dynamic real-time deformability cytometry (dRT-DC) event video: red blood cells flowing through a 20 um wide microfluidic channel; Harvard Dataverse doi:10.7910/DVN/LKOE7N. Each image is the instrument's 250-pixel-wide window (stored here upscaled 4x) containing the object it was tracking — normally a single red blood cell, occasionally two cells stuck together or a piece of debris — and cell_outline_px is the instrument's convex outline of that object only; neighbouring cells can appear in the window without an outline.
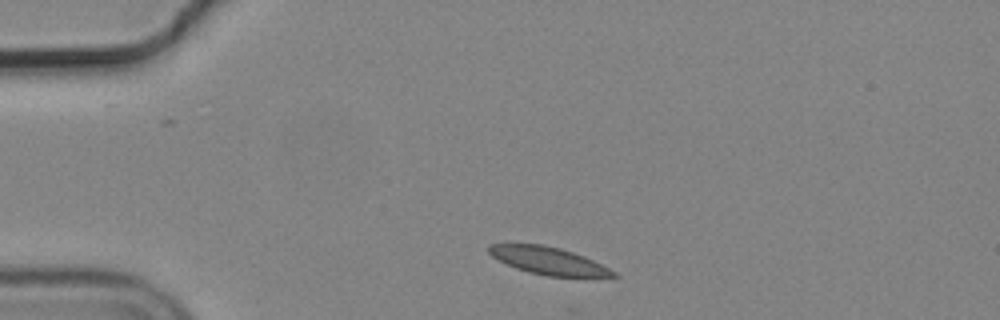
{"species": "common noctule bat (a hibernating species)", "species_latin": "Nyctalus noctula", "temperature_condition": "cold", "stored_images_in_passage": 37, "camera_frame_rate_fps": 3000, "um_per_image_px": 0.085, "animal": {"sex": "male", "body_mass_g": 19.2, "forearm_length_mm": 51.8}, "frame": {"image": 1, "passage_image": 1, "time_ms": 0.0, "image_size_px": [1000, 320], "cell_outline_px": [[620, 276], [548, 276], [528, 272], [516, 268], [492, 256], [488, 252], [488, 244], [544, 244], [560, 248], [584, 256], [616, 272]], "centroid_in_image_um": [46.58, 22.15], "position_along_channel_um": 38.4, "area_um2": 19.54}}
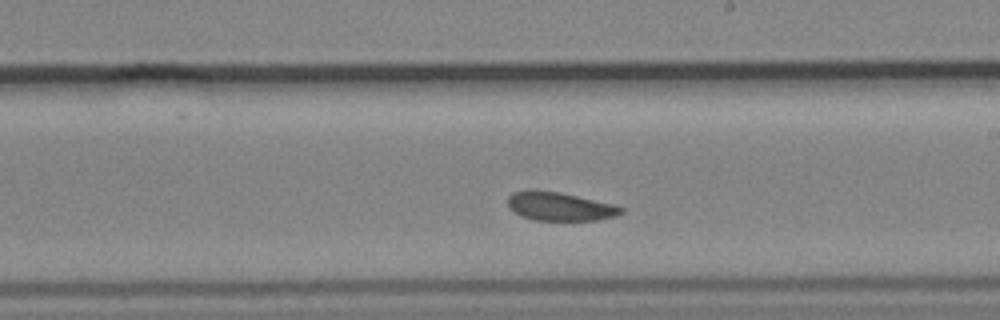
{"frame": {"image": 2, "passage_image": 21, "time_ms": 6.667, "image_size_px": [1000, 320], "cell_outline_px": [[624, 212], [616, 216], [596, 220], [532, 220], [520, 216], [508, 208], [508, 196], [512, 192], [560, 192], [612, 204], [624, 208]], "centroid_in_image_um": [47.59, 17.58], "position_along_channel_um": 241.4, "area_um2": 18.44}}
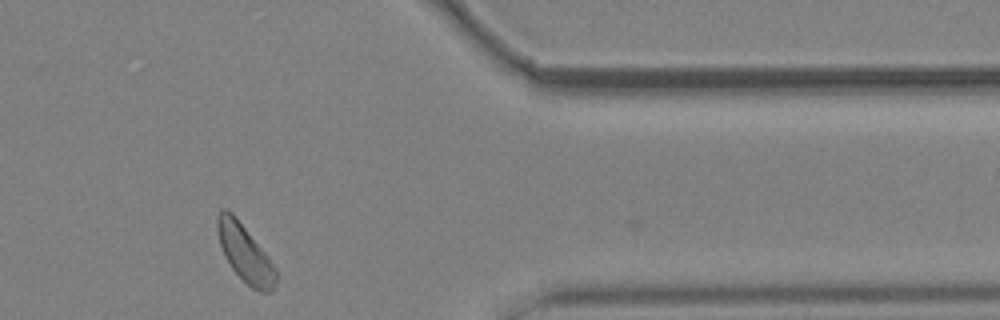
{"frame": {"image": 3, "passage_image": 35, "time_ms": 11.333, "image_size_px": [1000, 320], "cell_outline_px": [[280, 276], [272, 292], [260, 292], [252, 288], [232, 268], [224, 256], [220, 244], [216, 228], [216, 216], [220, 208], [228, 208], [236, 216], [268, 256]], "centroid_in_image_um": [20.83, 21.5], "position_along_channel_um": 390.6, "area_um2": 19.83}, "authors_computed_cell_mechanics": {"area_um2": 19.8254, "velocity_mm_per_s": 3.6371, "shape_relaxation_time_tau1_ms": 3.513, "shape_relaxation_time_tau2_ms": null, "deformation_change_tau1": 0.093, "deformation_change_tau2": null}}